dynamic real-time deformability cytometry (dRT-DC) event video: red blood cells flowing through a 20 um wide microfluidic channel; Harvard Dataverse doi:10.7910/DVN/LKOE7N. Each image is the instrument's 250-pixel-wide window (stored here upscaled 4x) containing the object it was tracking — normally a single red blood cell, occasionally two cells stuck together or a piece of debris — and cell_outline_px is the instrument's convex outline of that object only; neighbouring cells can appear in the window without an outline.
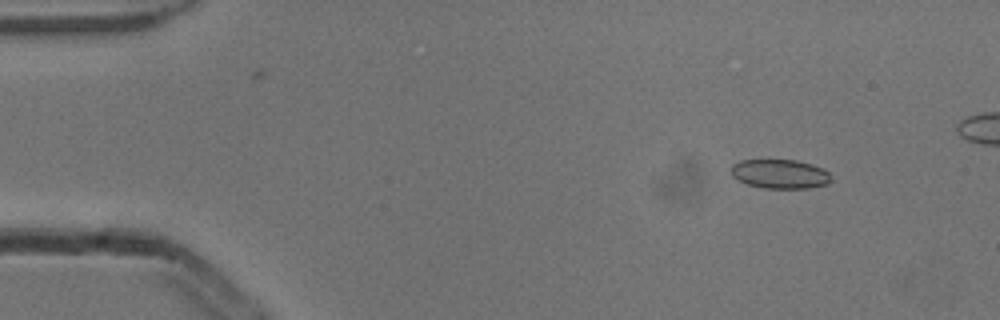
{"species": "common noctule bat (a hibernating species)", "species_latin": "Nyctalus noctula", "temperature_condition": "cold", "stored_images_in_passage": 50, "camera_frame_rate_fps": 3000, "um_per_image_px": 0.085, "animal": {"sex": "male", "body_mass_g": 13.3}, "frame": {"image": 1, "passage_image": 7, "time_ms": 2.0, "image_size_px": [1000, 320], "cell_outline_px": [[832, 180], [828, 184], [808, 188], [764, 188], [748, 184], [732, 176], [732, 164], [740, 160], [796, 160], [812, 164], [824, 168], [832, 176]], "centroid_in_image_um": [66.35, 14.78], "position_along_channel_um": 18.7, "area_um2": 17.05}}
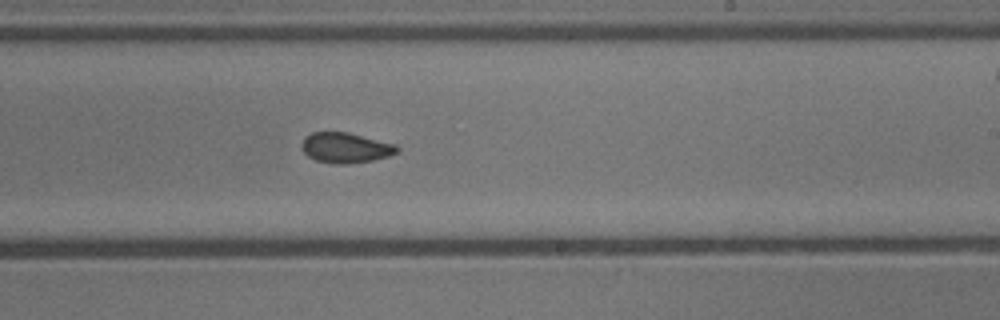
{"frame": {"image": 2, "passage_image": 33, "time_ms": 10.667, "image_size_px": [1000, 320], "cell_outline_px": [[400, 152], [388, 156], [372, 160], [348, 164], [336, 164], [316, 160], [308, 156], [300, 148], [300, 144], [304, 136], [312, 132], [348, 132], [396, 144], [400, 148]], "centroid_in_image_um": [29.37, 12.55], "position_along_channel_um": 259.6, "area_um2": 17.05}}
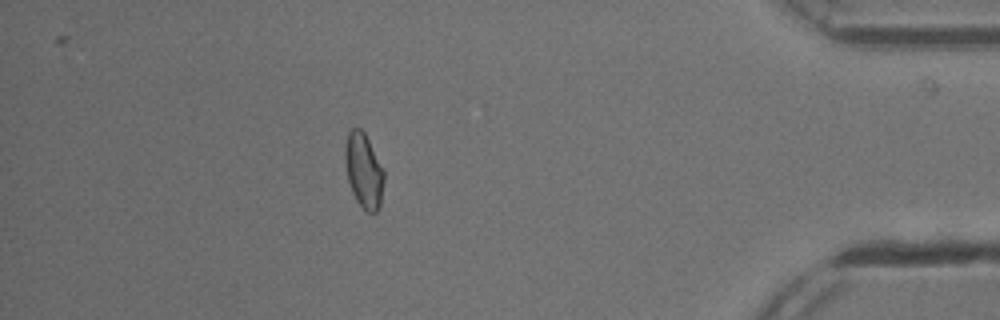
{"frame": {"image": 3, "passage_image": 48, "time_ms": 15.667, "image_size_px": [1000, 320], "cell_outline_px": [[384, 180], [380, 204], [376, 212], [368, 212], [356, 200], [352, 192], [348, 180], [344, 160], [344, 148], [348, 132], [352, 128], [360, 128], [364, 132], [384, 168]], "centroid_in_image_um": [30.91, 14.47], "position_along_channel_um": 404.3, "area_um2": 16.99}}